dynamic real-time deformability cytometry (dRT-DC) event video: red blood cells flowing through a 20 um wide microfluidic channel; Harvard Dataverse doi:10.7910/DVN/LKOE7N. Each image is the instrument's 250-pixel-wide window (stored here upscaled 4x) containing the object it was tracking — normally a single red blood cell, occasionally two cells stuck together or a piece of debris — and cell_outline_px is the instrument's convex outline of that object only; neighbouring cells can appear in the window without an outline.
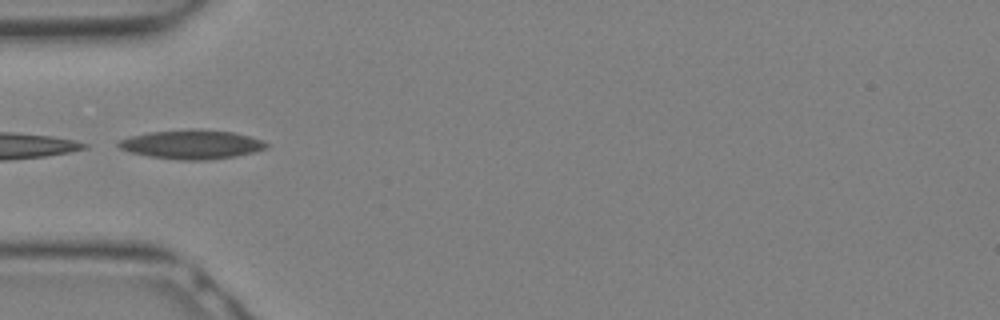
{"species": "Egyptian fruit bat (a non-hibernating species)", "species_latin": "Rousettus aegyptiacus", "temperature_condition": "warm", "stored_images_in_passage": 27, "camera_frame_rate_fps": 3000, "um_per_image_px": 0.085, "animal": {"sex": "female"}, "frame": {"image": 1, "passage_image": 8, "time_ms": 2.333, "image_size_px": [1000, 320], "cell_outline_px": [[272, 144], [268, 148], [256, 152], [236, 156], [208, 160], [180, 160], [148, 156], [128, 152], [120, 148], [116, 144], [120, 140], [132, 136], [148, 132], [232, 132], [264, 140]], "centroid_in_image_um": [16.35, 12.33], "position_along_channel_um": 68.6, "area_um2": 24.16}}
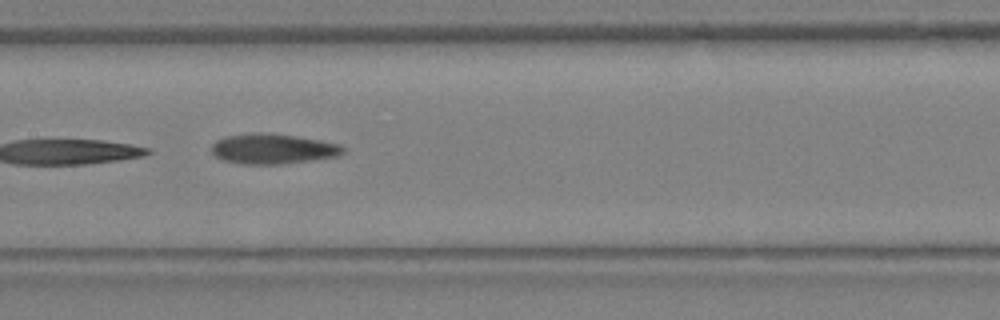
{"frame": {"image": 2, "passage_image": 13, "time_ms": 4.0, "image_size_px": [1000, 320], "cell_outline_px": [[344, 152], [340, 156], [312, 160], [280, 164], [240, 164], [224, 160], [216, 156], [208, 148], [216, 140], [228, 136], [256, 132], [296, 136], [320, 140], [340, 144], [344, 148]], "centroid_in_image_um": [23.19, 12.66], "position_along_channel_um": 184.2, "area_um2": 23.12}}